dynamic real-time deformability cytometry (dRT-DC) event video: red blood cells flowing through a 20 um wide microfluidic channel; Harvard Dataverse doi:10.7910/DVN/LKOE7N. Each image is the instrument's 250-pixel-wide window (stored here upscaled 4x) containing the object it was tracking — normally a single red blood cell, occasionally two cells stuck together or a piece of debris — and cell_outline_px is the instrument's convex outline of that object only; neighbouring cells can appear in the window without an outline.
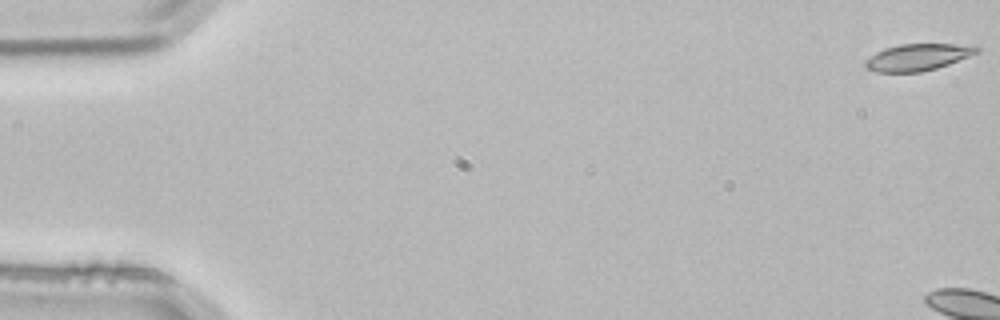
{"species": "common noctule bat (a hibernating species)", "species_latin": "Nyctalus noctula", "temperature_condition": "room temperature", "stored_images_in_passage": 4, "segment_of_instrument_passage": [2, 2], "camera_frame_rate_fps": 3000, "um_per_image_px": 0.085, "animal": {"sex": "male", "body_mass_g": 21.5, "forearm_length_mm": 52.0}, "frame": {"image": 1, "passage_image": 4, "time_ms": 1.0, "image_size_px": [1000, 320], "cell_outline_px": [[980, 52], [948, 64], [936, 68], [920, 72], [876, 72], [864, 68], [864, 60], [876, 52], [884, 48], [900, 44], [956, 44], [980, 48]], "centroid_in_image_um": [77.94, 4.87], "position_along_channel_um": 7.1, "area_um2": 17.34}}